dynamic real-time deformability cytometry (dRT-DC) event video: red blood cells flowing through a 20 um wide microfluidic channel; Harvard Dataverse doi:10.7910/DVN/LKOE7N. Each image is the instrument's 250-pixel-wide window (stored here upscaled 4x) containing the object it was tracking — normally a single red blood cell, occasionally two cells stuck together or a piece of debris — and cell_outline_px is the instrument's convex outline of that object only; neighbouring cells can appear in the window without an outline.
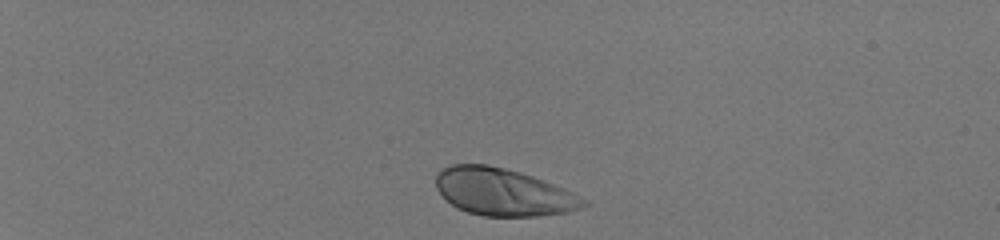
{"species": "human", "species_latin": "Homo sapiens", "temperature_condition": "room temperature", "stored_images_in_passage": 36, "camera_frame_rate_fps": 3000, "um_per_image_px": 0.085, "donor": {"sex": "male"}, "frame": {"image": 1, "passage_image": 1, "time_ms": 0.0, "image_size_px": [1000, 240], "cell_outline_px": [[588, 204], [580, 208], [568, 212], [536, 216], [484, 216], [468, 212], [456, 208], [436, 188], [436, 172], [452, 164], [488, 164], [520, 172], [532, 176], [564, 188], [588, 200]], "centroid_in_image_um": [42.78, 16.32], "position_along_channel_um": 42.2, "area_um2": 40.58}}
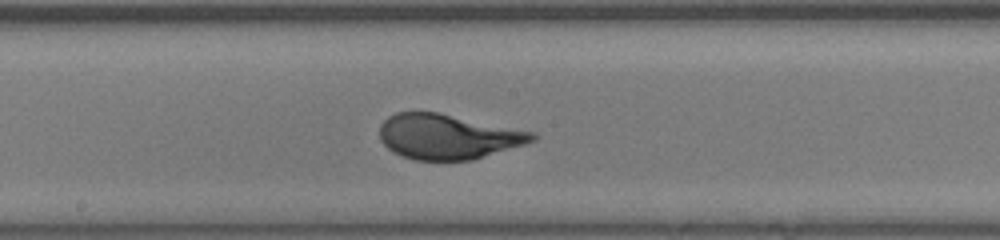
{"frame": {"image": 2, "passage_image": 20, "time_ms": 6.333, "image_size_px": [1000, 240], "cell_outline_px": [[540, 136], [536, 140], [524, 144], [472, 160], [416, 160], [392, 152], [380, 140], [380, 124], [388, 116], [396, 112], [440, 112], [536, 132]], "centroid_in_image_um": [38.09, 11.6], "position_along_channel_um": 210.1, "area_um2": 40.23}}
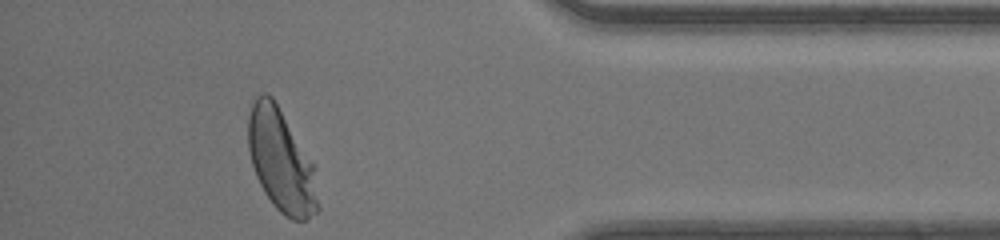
{"frame": {"image": 3, "passage_image": 36, "time_ms": 11.667, "image_size_px": [1000, 240], "cell_outline_px": [[320, 208], [316, 212], [304, 220], [292, 220], [284, 216], [272, 204], [264, 192], [256, 176], [252, 164], [248, 148], [248, 116], [252, 104], [256, 96], [264, 92], [272, 96], [316, 164]], "centroid_in_image_um": [23.94, 13.68], "position_along_channel_um": 411.3, "area_um2": 42.54}, "authors_computed_cell_mechanics": {"area_um2": 40.2866, "velocity_mm_per_s": 4.1376, "shape_relaxation_time_tau1_ms": 2.6276, "shape_relaxation_time_tau2_ms": null, "deformation_change_tau1": 0.1911, "deformation_change_tau2": null}}